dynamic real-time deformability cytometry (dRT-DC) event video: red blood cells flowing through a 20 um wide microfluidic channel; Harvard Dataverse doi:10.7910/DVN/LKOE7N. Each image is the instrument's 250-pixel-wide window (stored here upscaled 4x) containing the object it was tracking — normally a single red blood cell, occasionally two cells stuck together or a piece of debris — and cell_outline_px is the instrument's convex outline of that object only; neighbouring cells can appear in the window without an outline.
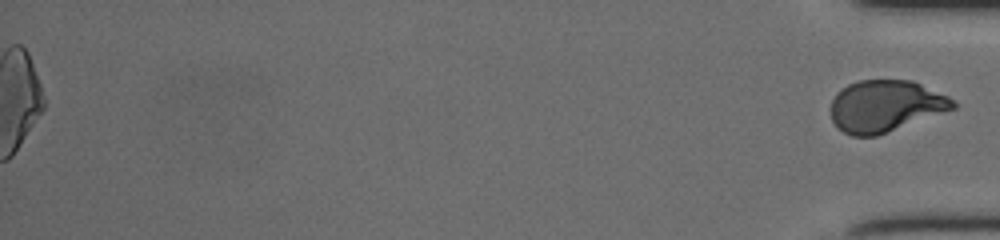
{"species": "human", "species_latin": "Homo sapiens", "temperature_condition": "cold", "stored_images_in_passage": 53, "segment_of_instrument_passage": [2, 2], "camera_frame_rate_fps": 3000, "um_per_image_px": 0.085, "donor": {"sex": "female"}, "frame": {"image": 1, "passage_image": 53, "time_ms": 17.333, "image_size_px": [1000, 240], "cell_outline_px": [[956, 108], [876, 136], [852, 136], [836, 128], [832, 120], [832, 100], [836, 92], [840, 88], [856, 80], [912, 80], [948, 96], [956, 104]], "centroid_in_image_um": [75.23, 9.01], "position_along_channel_um": 360.0, "area_um2": 36.82}}